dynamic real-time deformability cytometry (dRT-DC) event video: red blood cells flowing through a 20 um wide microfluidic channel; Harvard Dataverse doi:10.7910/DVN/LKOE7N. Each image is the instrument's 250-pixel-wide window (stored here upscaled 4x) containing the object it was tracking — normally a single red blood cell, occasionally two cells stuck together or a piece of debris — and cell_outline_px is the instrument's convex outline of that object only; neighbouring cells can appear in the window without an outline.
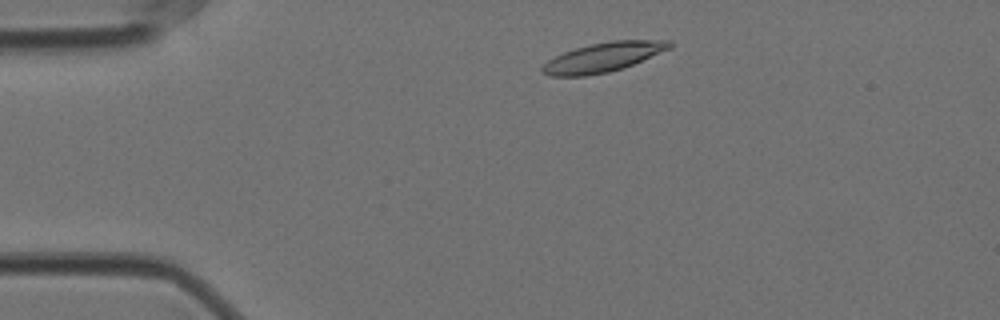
{"species": "Egyptian fruit bat (a non-hibernating species)", "species_latin": "Rousettus aegyptiacus", "temperature_condition": "cold", "stored_images_in_passage": 51, "camera_frame_rate_fps": 3000, "um_per_image_px": 0.085, "animal": {"sex": "female"}, "frame": {"image": 1, "passage_image": 5, "time_ms": 1.333, "image_size_px": [1000, 320], "cell_outline_px": [[672, 48], [624, 68], [608, 72], [584, 76], [548, 76], [540, 72], [540, 68], [548, 60], [564, 52], [576, 48], [592, 44], [612, 40], [672, 40]], "centroid_in_image_um": [51.28, 4.87], "position_along_channel_um": 33.7, "area_um2": 21.85}}
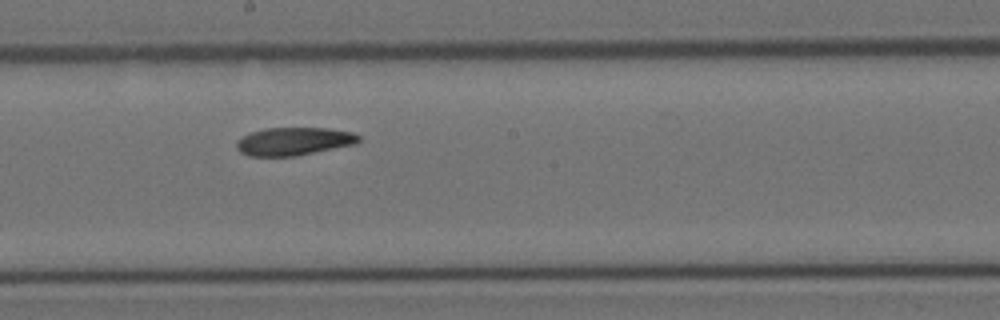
{"frame": {"image": 2, "passage_image": 25, "time_ms": 8.0, "image_size_px": [1000, 320], "cell_outline_px": [[360, 140], [356, 144], [296, 156], [248, 156], [240, 152], [236, 148], [236, 140], [252, 132], [264, 128], [328, 128], [352, 132], [360, 136]], "centroid_in_image_um": [24.97, 12.02], "position_along_channel_um": 223.2, "area_um2": 20.0}}
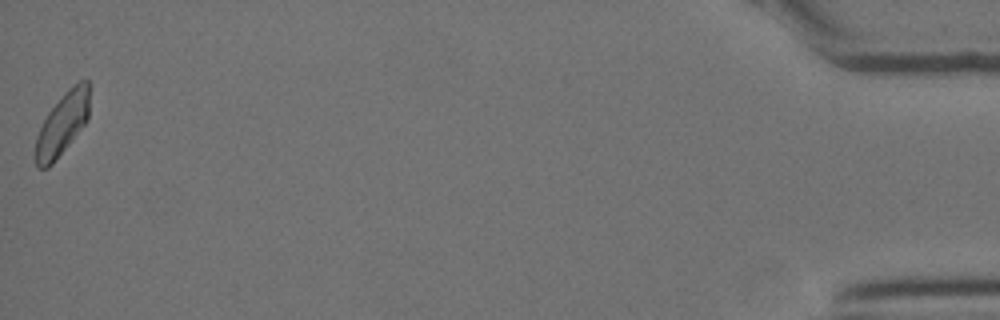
{"frame": {"image": 3, "passage_image": 51, "time_ms": 16.667, "image_size_px": [1000, 320], "cell_outline_px": [[88, 120], [52, 164], [48, 168], [36, 168], [36, 136], [48, 112], [64, 92], [68, 88], [80, 80], [88, 80]], "centroid_in_image_um": [5.29, 10.53], "position_along_channel_um": 429.9, "area_um2": 19.25}}